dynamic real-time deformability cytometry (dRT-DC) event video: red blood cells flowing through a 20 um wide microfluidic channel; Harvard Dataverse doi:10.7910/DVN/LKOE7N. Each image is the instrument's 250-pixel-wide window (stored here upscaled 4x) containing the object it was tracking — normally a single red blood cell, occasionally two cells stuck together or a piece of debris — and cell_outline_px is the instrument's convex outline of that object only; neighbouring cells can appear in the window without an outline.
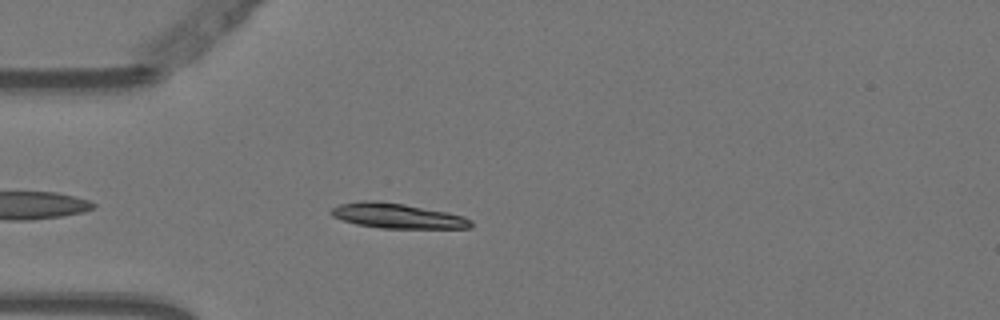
{"species": "Egyptian fruit bat (a non-hibernating species)", "species_latin": "Rousettus aegyptiacus", "temperature_condition": "warm", "stored_images_in_passage": 4, "camera_frame_rate_fps": 3000, "um_per_image_px": 0.085, "animal": {"sex": "female"}, "frame": {"image": 1, "passage_image": 4, "time_ms": 1.0, "image_size_px": [1000, 320], "cell_outline_px": [[472, 228], [380, 228], [356, 224], [332, 216], [328, 212], [332, 208], [340, 204], [360, 200], [376, 200], [404, 204], [448, 212], [464, 216], [472, 220]], "centroid_in_image_um": [33.77, 18.34], "position_along_channel_um": 51.2, "area_um2": 20.46}}